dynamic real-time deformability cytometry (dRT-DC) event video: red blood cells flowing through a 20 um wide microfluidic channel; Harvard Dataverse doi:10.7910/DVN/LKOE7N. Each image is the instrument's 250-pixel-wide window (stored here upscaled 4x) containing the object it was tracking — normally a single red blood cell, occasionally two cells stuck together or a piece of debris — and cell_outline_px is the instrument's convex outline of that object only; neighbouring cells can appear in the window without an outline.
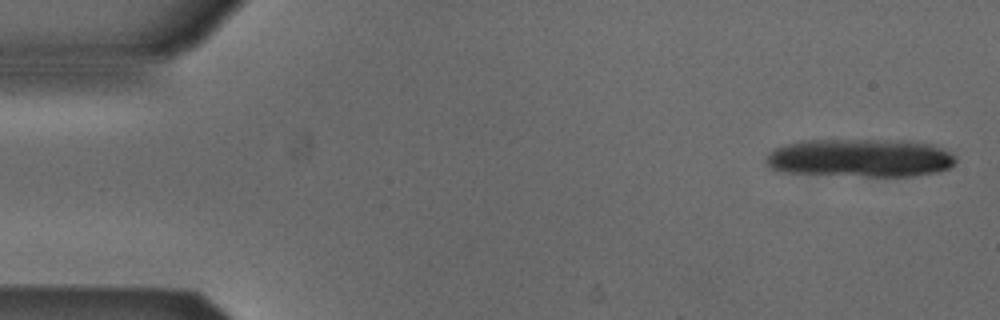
{"species": "Egyptian fruit bat (a non-hibernating species)", "species_latin": "Rousettus aegyptiacus", "temperature_condition": "cold", "stored_images_in_passage": 11, "camera_frame_rate_fps": 3000, "um_per_image_px": 0.085, "animal": {"sex": "male"}, "frame": {"image": 1, "passage_image": 1, "time_ms": 0.0, "image_size_px": [1000, 320], "cell_outline_px": [[956, 164], [948, 168], [936, 172], [912, 176], [864, 176], [784, 172], [772, 168], [764, 164], [764, 160], [768, 152], [776, 148], [800, 140], [900, 140], [932, 144], [944, 148], [952, 152], [956, 156]], "centroid_in_image_um": [73.14, 13.42], "position_along_channel_um": 11.9, "area_um2": 42.54}}